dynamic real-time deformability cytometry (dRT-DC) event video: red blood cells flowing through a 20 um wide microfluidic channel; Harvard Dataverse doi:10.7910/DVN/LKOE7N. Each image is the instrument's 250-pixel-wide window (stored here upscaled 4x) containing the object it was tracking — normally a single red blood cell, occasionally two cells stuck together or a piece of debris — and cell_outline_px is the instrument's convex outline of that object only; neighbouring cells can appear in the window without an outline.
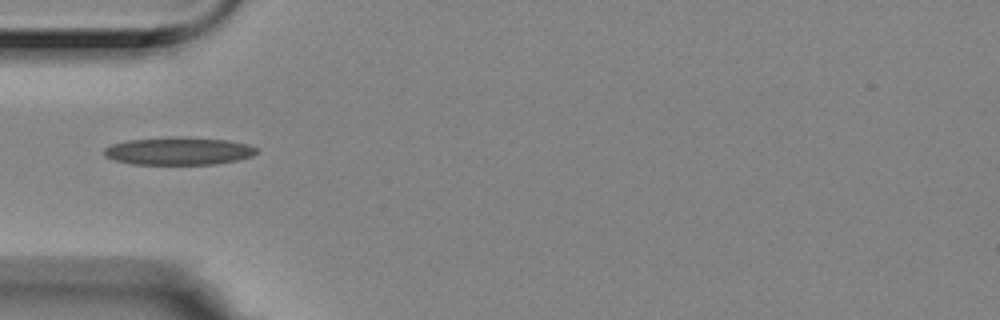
{"species": "Egyptian fruit bat (a non-hibernating species)", "species_latin": "Rousettus aegyptiacus", "temperature_condition": "room temperature", "stored_images_in_passage": 3, "camera_frame_rate_fps": 3000, "um_per_image_px": 0.085, "animal": {"sex": "female"}, "frame": {"image": 1, "passage_image": 1, "time_ms": 0.0, "image_size_px": [1000, 320], "cell_outline_px": [[256, 152], [252, 156], [236, 160], [212, 164], [132, 164], [116, 160], [104, 156], [104, 148], [112, 144], [128, 140], [228, 140], [248, 144], [256, 148]], "centroid_in_image_um": [15.17, 12.89], "position_along_channel_um": 69.8, "area_um2": 23.06}}
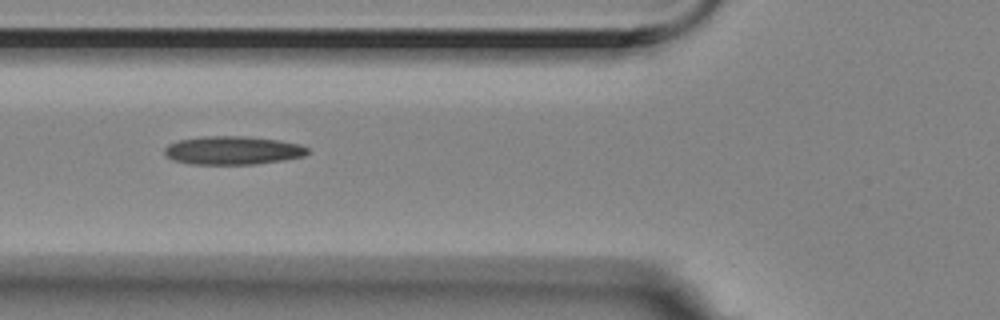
{"frame": {"image": 2, "passage_image": 2, "time_ms": 0.333, "image_size_px": [1000, 320], "cell_outline_px": [[312, 152], [304, 156], [284, 160], [256, 164], [188, 164], [172, 160], [164, 152], [164, 148], [168, 144], [176, 140], [200, 136], [248, 136], [280, 140], [300, 144], [308, 148]], "centroid_in_image_um": [19.79, 12.77], "position_along_channel_um": 106.0, "area_um2": 24.1}}
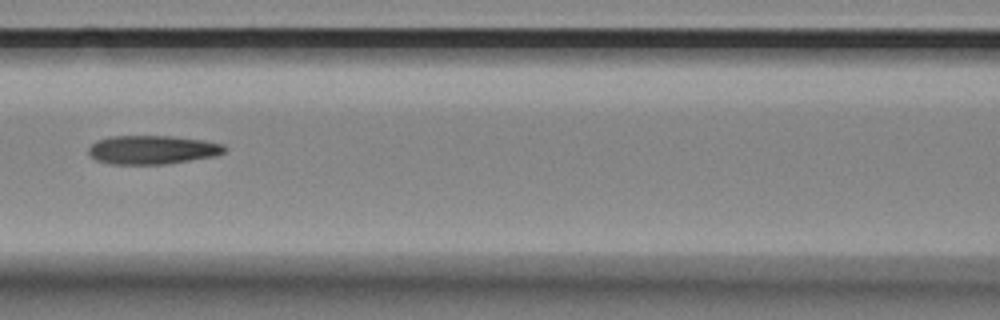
{"frame": {"image": 3, "passage_image": 3, "time_ms": 0.667, "image_size_px": [1000, 320], "cell_outline_px": [[228, 148], [224, 152], [216, 156], [168, 164], [108, 164], [96, 160], [88, 152], [88, 148], [96, 140], [112, 136], [168, 136], [204, 140], [224, 144]], "centroid_in_image_um": [12.97, 12.73], "position_along_channel_um": 153.6, "area_um2": 22.95}}